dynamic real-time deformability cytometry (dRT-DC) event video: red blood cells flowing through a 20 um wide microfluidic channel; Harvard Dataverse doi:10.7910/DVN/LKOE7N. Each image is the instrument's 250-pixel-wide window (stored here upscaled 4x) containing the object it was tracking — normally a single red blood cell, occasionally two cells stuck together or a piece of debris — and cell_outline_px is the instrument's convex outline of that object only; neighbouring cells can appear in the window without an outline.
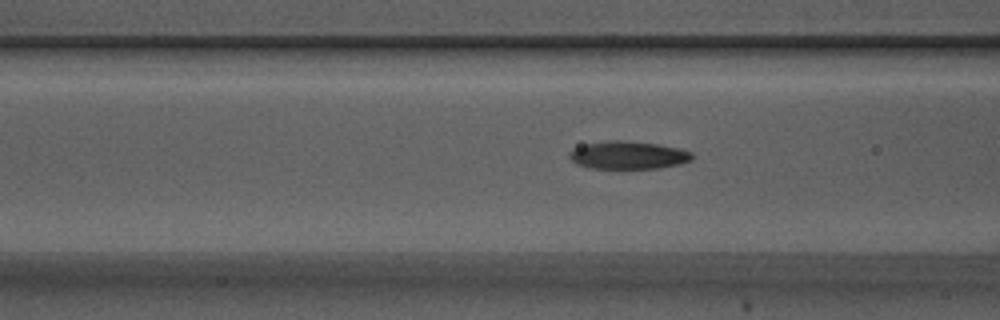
{"species": "Egyptian fruit bat (a non-hibernating species)", "species_latin": "Rousettus aegyptiacus", "temperature_condition": "warm", "stored_images_in_passage": 12, "camera_frame_rate_fps": 3000, "um_per_image_px": 0.085, "animal": {"sex": "male"}, "frame": {"image": 1, "passage_image": 8, "time_ms": 2.333, "image_size_px": [1000, 320], "cell_outline_px": [[692, 160], [680, 164], [660, 168], [592, 168], [576, 164], [568, 156], [568, 152], [572, 148], [584, 144], [608, 140], [620, 140], [656, 144], [676, 148], [692, 152]], "centroid_in_image_um": [53.34, 13.19], "position_along_channel_um": 113.3, "area_um2": 19.88}}